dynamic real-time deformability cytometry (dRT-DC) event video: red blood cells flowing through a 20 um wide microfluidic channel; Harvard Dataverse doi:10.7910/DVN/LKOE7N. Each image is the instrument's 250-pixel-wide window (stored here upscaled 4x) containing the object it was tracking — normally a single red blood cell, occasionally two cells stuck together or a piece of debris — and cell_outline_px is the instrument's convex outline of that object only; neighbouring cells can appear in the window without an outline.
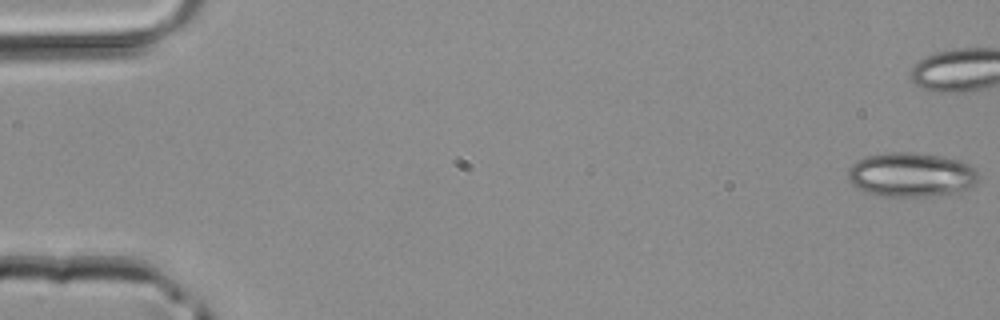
{"species": "common noctule bat (a hibernating species)", "species_latin": "Nyctalus noctula", "temperature_condition": "room temperature", "stored_images_in_passage": 36, "camera_frame_rate_fps": 3000, "um_per_image_px": 0.085, "animal": {"sex": "male", "body_mass_g": 20.4}, "frame": {"image": 1, "passage_image": 1, "time_ms": 0.0, "image_size_px": [1000, 320], "cell_outline_px": [[980, 176], [972, 188], [960, 192], [928, 196], [884, 196], [868, 192], [852, 184], [848, 180], [848, 168], [856, 160], [868, 156], [892, 152], [908, 152], [940, 156], [960, 160], [976, 168]], "centroid_in_image_um": [77.5, 14.85], "position_along_channel_um": 7.5, "area_um2": 33.76}}